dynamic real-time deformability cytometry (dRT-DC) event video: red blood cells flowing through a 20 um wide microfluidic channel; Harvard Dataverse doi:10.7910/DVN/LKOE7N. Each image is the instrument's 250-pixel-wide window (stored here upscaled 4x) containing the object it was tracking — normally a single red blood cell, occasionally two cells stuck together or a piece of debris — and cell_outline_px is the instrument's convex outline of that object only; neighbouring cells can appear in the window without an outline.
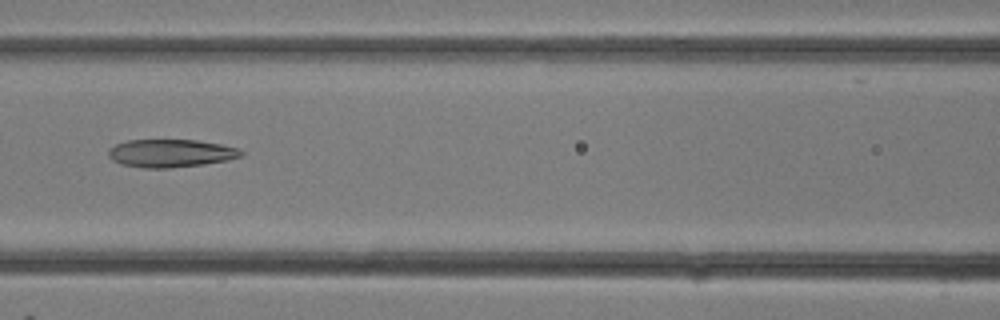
{"species": "common noctule bat (a hibernating species)", "species_latin": "Nyctalus noctula", "temperature_condition": "room temperature", "stored_images_in_passage": 9, "camera_frame_rate_fps": 3000, "um_per_image_px": 0.085, "animal": {"sex": "female"}, "frame": {"image": 1, "passage_image": 6, "time_ms": 1.667, "image_size_px": [1000, 320], "cell_outline_px": [[244, 156], [228, 160], [204, 164], [168, 168], [144, 168], [120, 164], [112, 160], [108, 156], [108, 148], [116, 144], [128, 140], [196, 140], [220, 144], [236, 148], [244, 152]], "centroid_in_image_um": [14.49, 13.03], "position_along_channel_um": 152.1, "area_um2": 21.68}}
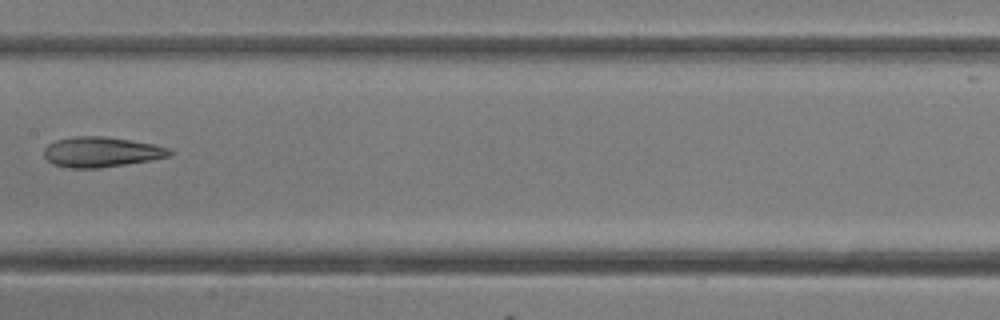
{"frame": {"image": 2, "passage_image": 8, "time_ms": 2.333, "image_size_px": [1000, 320], "cell_outline_px": [[176, 152], [168, 156], [152, 160], [100, 168], [68, 168], [52, 164], [44, 156], [44, 148], [48, 144], [56, 140], [76, 136], [104, 136], [152, 144], [168, 148]], "centroid_in_image_um": [8.59, 12.93], "position_along_channel_um": 198.8, "area_um2": 22.08}}